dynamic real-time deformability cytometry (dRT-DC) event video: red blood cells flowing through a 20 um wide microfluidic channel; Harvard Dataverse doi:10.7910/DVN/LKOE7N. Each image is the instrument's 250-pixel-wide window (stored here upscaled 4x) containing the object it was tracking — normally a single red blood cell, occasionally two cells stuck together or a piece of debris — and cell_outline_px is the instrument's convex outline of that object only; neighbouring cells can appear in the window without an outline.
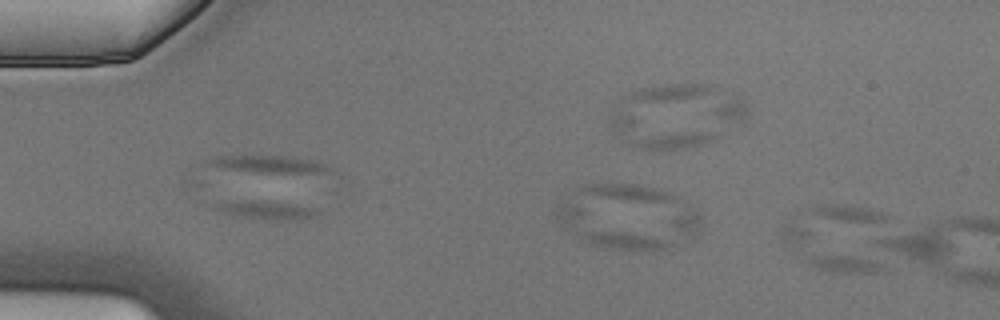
{"species": "Egyptian fruit bat (a non-hibernating species)", "species_latin": "Rousettus aegyptiacus", "temperature_condition": "cold", "stored_images_in_passage": 3, "camera_frame_rate_fps": 3000, "um_per_image_px": 0.085, "animal": {"sex": "male"}, "frame": {"image": 1, "passage_image": 1, "time_ms": 0.0, "image_size_px": [1000, 320], "cell_outline_px": [[320, 212], [316, 216], [308, 220], [280, 220], [240, 216], [220, 212], [208, 208], [204, 204], [244, 200], [252, 200], [296, 204], [312, 208]], "centroid_in_image_um": [22.53, 17.85], "position_along_channel_um": 62.5, "area_um2": 11.27}}